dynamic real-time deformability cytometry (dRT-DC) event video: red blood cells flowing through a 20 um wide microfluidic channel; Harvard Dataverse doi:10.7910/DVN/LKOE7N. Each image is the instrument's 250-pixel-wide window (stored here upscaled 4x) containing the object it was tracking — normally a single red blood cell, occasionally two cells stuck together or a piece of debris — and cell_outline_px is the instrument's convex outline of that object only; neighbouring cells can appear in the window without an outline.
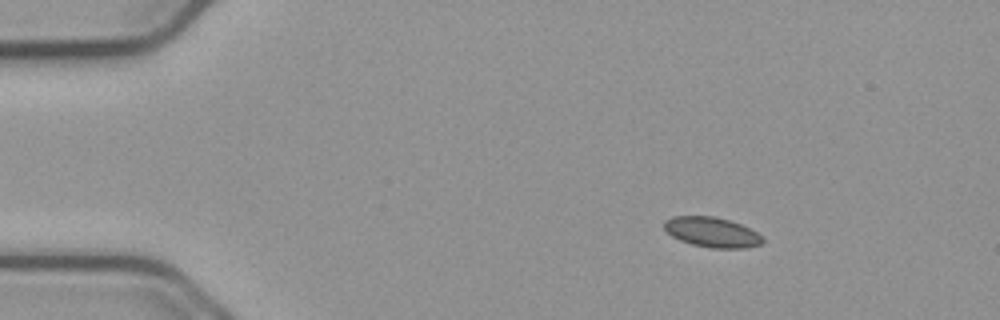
{"species": "common noctule bat (a hibernating species)", "species_latin": "Nyctalus noctula", "temperature_condition": "cold", "stored_images_in_passage": 55, "camera_frame_rate_fps": 3000, "um_per_image_px": 0.085, "animal": {"sex": "male", "body_mass_g": 23.1, "forearm_length_mm": 52.7}, "frame": {"image": 1, "passage_image": 8, "time_ms": 2.333, "image_size_px": [1000, 320], "cell_outline_px": [[764, 244], [748, 248], [712, 248], [692, 244], [680, 240], [672, 236], [664, 228], [664, 220], [672, 216], [712, 216], [728, 220], [740, 224], [764, 236]], "centroid_in_image_um": [60.54, 19.74], "position_along_channel_um": 24.5, "area_um2": 17.28}}
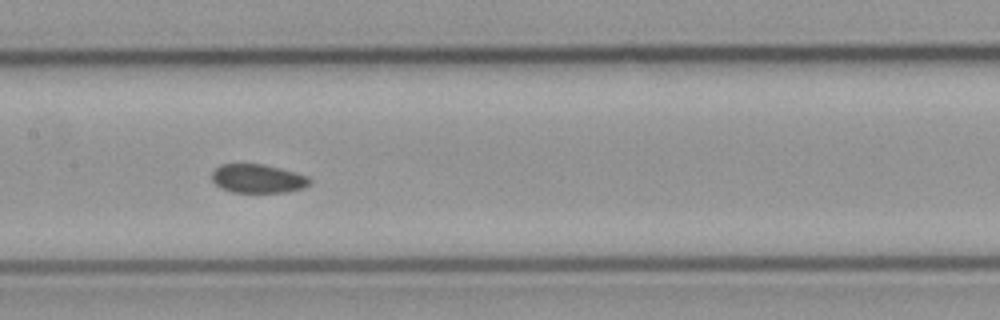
{"frame": {"image": 2, "passage_image": 27, "time_ms": 8.667, "image_size_px": [1000, 320], "cell_outline_px": [[312, 184], [304, 188], [288, 192], [232, 192], [220, 188], [212, 180], [212, 172], [220, 164], [264, 164], [280, 168], [308, 176], [312, 180]], "centroid_in_image_um": [21.94, 15.18], "position_along_channel_um": 185.5, "area_um2": 16.53}}
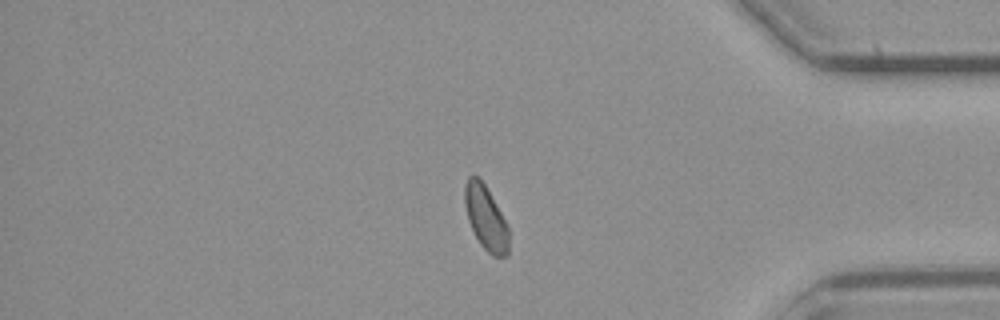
{"frame": {"image": 3, "passage_image": 46, "time_ms": 15.0, "image_size_px": [1000, 320], "cell_outline_px": [[508, 256], [492, 256], [480, 244], [468, 220], [464, 204], [464, 184], [468, 176], [472, 172], [484, 184], [500, 212], [508, 228]], "centroid_in_image_um": [41.26, 18.5], "position_along_channel_um": 393.9, "area_um2": 16.24}, "authors_computed_cell_mechanics": {"area_um2": 17.1088, "velocity_mm_per_s": 3.7301, "shape_relaxation_time_tau1_ms": null, "shape_relaxation_time_tau2_ms": 4.0875, "deformation_change_tau1": null, "deformation_change_tau2": 0.0795}}